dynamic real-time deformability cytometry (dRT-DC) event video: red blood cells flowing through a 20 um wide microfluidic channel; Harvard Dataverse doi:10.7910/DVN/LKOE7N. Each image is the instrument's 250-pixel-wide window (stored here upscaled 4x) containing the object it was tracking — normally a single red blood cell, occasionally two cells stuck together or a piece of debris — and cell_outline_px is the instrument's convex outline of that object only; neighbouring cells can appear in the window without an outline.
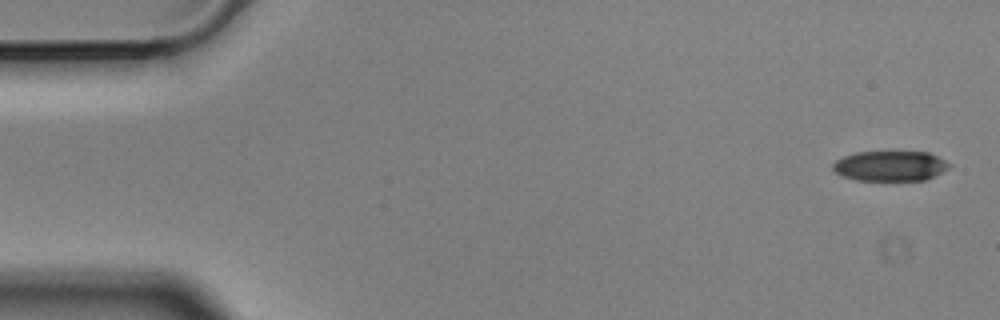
{"species": "Egyptian fruit bat (a non-hibernating species)", "species_latin": "Rousettus aegyptiacus", "temperature_condition": "cold", "stored_images_in_passage": 56, "camera_frame_rate_fps": 3000, "um_per_image_px": 0.085, "animal": {"sex": "male"}, "frame": {"image": 1, "passage_image": 1, "time_ms": 0.0, "image_size_px": [1000, 320], "cell_outline_px": [[952, 164], [948, 168], [924, 180], [856, 180], [844, 176], [836, 172], [832, 168], [832, 164], [836, 160], [844, 156], [856, 152], [928, 152]], "centroid_in_image_um": [75.64, 14.1], "position_along_channel_um": 9.4, "area_um2": 20.17}}
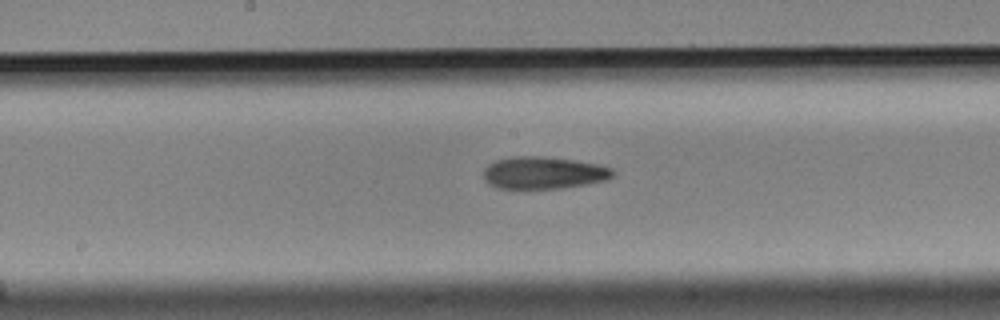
{"frame": {"image": 2, "passage_image": 28, "time_ms": 9.0, "image_size_px": [1000, 320], "cell_outline_px": [[616, 172], [608, 180], [560, 188], [496, 188], [488, 184], [484, 180], [484, 168], [488, 164], [496, 160], [512, 156], [540, 156], [572, 160], [600, 164], [612, 168]], "centroid_in_image_um": [46.19, 14.68], "position_along_channel_um": 202.0, "area_um2": 24.33}}
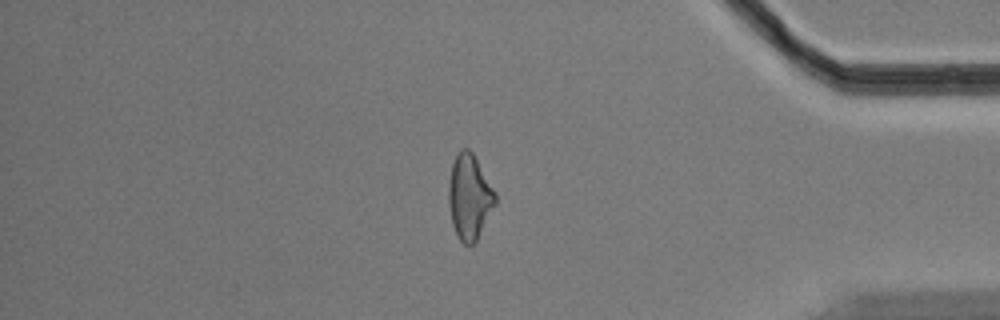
{"frame": {"image": 3, "passage_image": 47, "time_ms": 15.333, "image_size_px": [1000, 320], "cell_outline_px": [[496, 204], [476, 240], [472, 244], [464, 244], [456, 236], [452, 224], [448, 204], [448, 184], [452, 164], [460, 148], [468, 148], [472, 152], [496, 192]], "centroid_in_image_um": [39.89, 16.73], "position_along_channel_um": 395.3, "area_um2": 23.12}}